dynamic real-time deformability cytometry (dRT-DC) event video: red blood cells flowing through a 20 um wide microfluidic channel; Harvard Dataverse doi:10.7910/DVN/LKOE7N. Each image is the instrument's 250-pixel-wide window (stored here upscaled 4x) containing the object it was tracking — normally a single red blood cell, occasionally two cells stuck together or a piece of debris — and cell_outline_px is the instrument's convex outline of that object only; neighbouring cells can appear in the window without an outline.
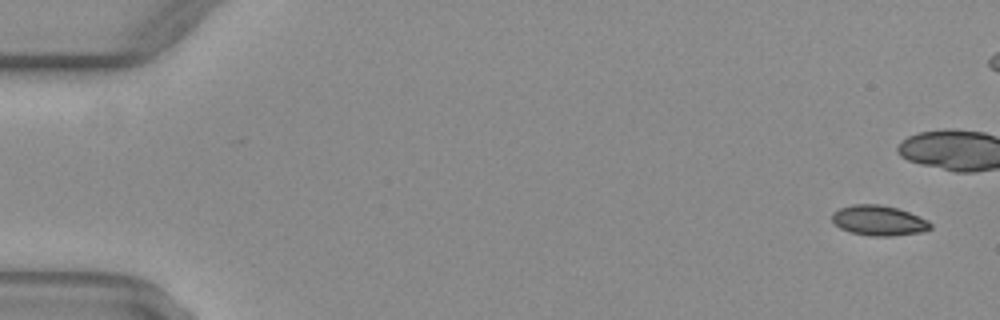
{"species": "common noctule bat (a hibernating species)", "species_latin": "Nyctalus noctula", "temperature_condition": "warm", "stored_images_in_passage": 17, "camera_frame_rate_fps": 3000, "um_per_image_px": 0.085, "animal": {"sex": "female", "body_mass_g": 29.2, "forearm_length_mm": 56.3}, "frame": {"image": 1, "passage_image": 3, "time_ms": 0.667, "image_size_px": [1000, 320], "cell_outline_px": [[932, 228], [924, 232], [892, 236], [872, 236], [852, 232], [840, 228], [832, 220], [832, 212], [840, 208], [852, 204], [880, 204], [896, 208], [920, 216], [928, 220], [932, 224]], "centroid_in_image_um": [74.73, 18.74], "position_along_channel_um": 10.3, "area_um2": 17.34}}